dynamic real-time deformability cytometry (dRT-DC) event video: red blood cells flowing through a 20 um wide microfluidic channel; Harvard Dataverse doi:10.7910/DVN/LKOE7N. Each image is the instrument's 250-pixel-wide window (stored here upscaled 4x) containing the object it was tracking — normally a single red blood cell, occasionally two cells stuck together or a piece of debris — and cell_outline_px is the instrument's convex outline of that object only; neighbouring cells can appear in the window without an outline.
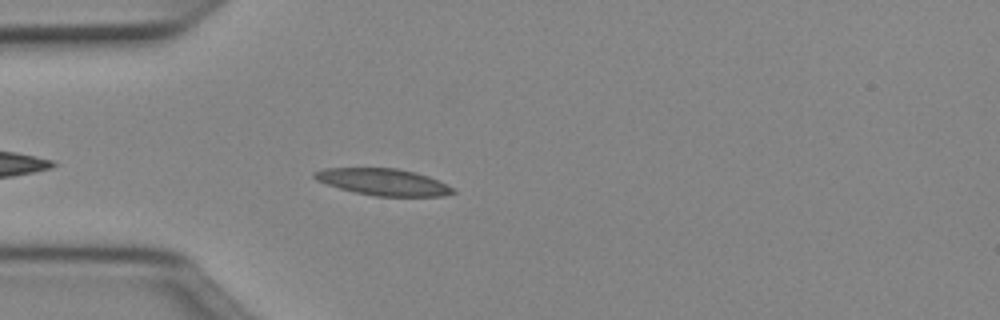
{"species": "Egyptian fruit bat (a non-hibernating species)", "species_latin": "Rousettus aegyptiacus", "temperature_condition": "cold", "stored_images_in_passage": 40, "camera_frame_rate_fps": 3000, "um_per_image_px": 0.085, "animal": {"sex": "female"}, "frame": {"image": 1, "passage_image": 5, "time_ms": 1.333, "image_size_px": [1000, 320], "cell_outline_px": [[456, 192], [444, 196], [376, 196], [356, 192], [340, 188], [316, 180], [312, 176], [312, 172], [324, 168], [396, 168], [416, 172], [428, 176], [456, 188]], "centroid_in_image_um": [32.6, 15.46], "position_along_channel_um": 52.4, "area_um2": 21.56}}
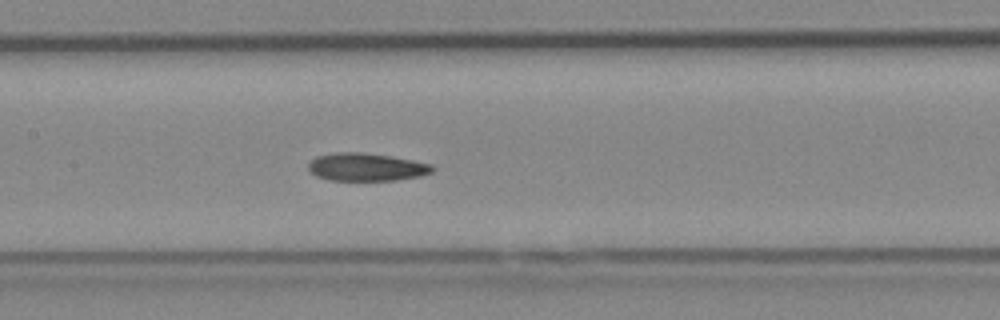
{"frame": {"image": 2, "passage_image": 15, "time_ms": 4.667, "image_size_px": [1000, 320], "cell_outline_px": [[436, 168], [432, 172], [420, 176], [396, 180], [328, 180], [316, 176], [308, 168], [308, 164], [316, 156], [332, 152], [364, 152], [392, 156], [432, 164]], "centroid_in_image_um": [31.15, 14.19], "position_along_channel_um": 176.3, "area_um2": 20.29}}
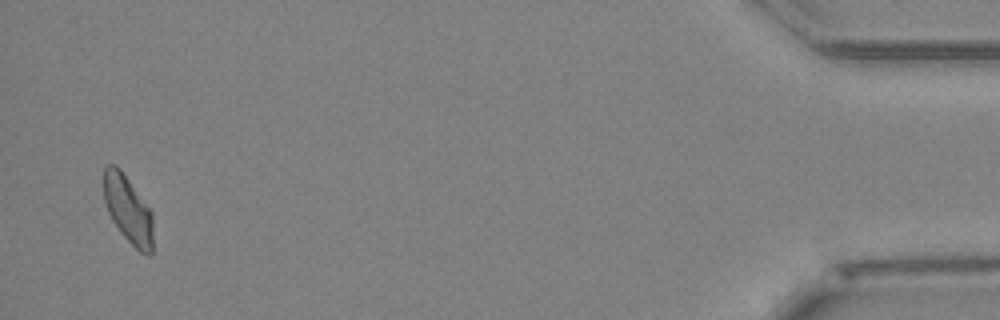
{"frame": {"image": 3, "passage_image": 40, "time_ms": 13.0, "image_size_px": [1000, 320], "cell_outline_px": [[152, 252], [140, 252], [120, 232], [112, 220], [108, 212], [104, 200], [104, 168], [108, 164], [116, 164], [120, 168], [152, 212]], "centroid_in_image_um": [10.86, 17.76], "position_along_channel_um": 424.3, "area_um2": 19.07}, "authors_computed_cell_mechanics": {"area_um2": 20.23, "velocity_mm_per_s": 3.9912, "shape_relaxation_time_tau1_ms": 8.8331, "shape_relaxation_time_tau2_ms": 2.8546, "deformation_change_tau1": 0.2141, "deformation_change_tau2": 0.0889}}